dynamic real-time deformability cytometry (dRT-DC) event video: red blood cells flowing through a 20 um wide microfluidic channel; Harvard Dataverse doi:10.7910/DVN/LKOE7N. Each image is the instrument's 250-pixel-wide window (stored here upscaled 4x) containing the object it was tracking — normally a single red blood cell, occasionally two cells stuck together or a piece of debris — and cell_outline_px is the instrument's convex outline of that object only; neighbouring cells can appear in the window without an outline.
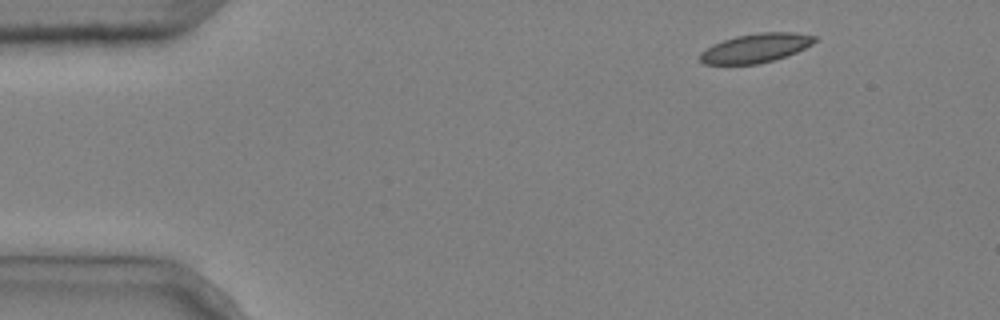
{"species": "common noctule bat (a hibernating species)", "species_latin": "Nyctalus noctula", "temperature_condition": "cold", "stored_images_in_passage": 5, "camera_frame_rate_fps": 3000, "um_per_image_px": 0.085, "animal": {"sex": "male", "body_mass_g": 20.4}, "frame": {"image": 1, "passage_image": 1, "time_ms": 0.0, "image_size_px": [1000, 320], "cell_outline_px": [[816, 40], [812, 44], [796, 52], [772, 60], [756, 64], [704, 64], [700, 60], [700, 52], [712, 44], [736, 36], [760, 32], [796, 32], [816, 36]], "centroid_in_image_um": [64.22, 4.07], "position_along_channel_um": 20.8, "area_um2": 19.25}}
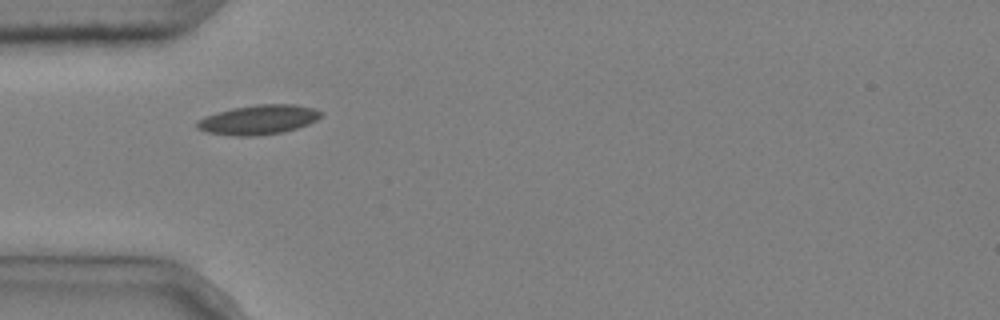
{"frame": {"image": 2, "passage_image": 4, "time_ms": 1.0, "image_size_px": [1000, 320], "cell_outline_px": [[324, 112], [316, 120], [308, 124], [296, 128], [280, 132], [256, 136], [236, 136], [208, 132], [196, 128], [196, 120], [204, 116], [216, 112], [232, 108], [256, 104], [292, 104], [316, 108]], "centroid_in_image_um": [21.95, 10.16], "position_along_channel_um": 63.1, "area_um2": 21.39}}